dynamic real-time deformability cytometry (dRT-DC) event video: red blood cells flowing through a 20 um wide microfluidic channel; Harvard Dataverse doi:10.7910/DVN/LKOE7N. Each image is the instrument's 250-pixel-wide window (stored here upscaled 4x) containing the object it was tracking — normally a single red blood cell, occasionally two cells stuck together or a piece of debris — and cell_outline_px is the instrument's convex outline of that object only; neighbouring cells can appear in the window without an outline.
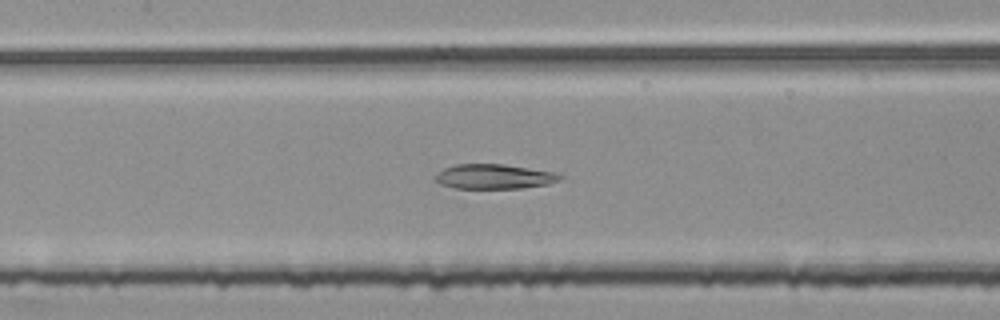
{"species": "common noctule bat (a hibernating species)", "species_latin": "Nyctalus noctula", "temperature_condition": "room temperature", "stored_images_in_passage": 51, "camera_frame_rate_fps": 3000, "um_per_image_px": 0.085, "animal": {"sex": "female", "body_mass_g": 25.1}, "frame": {"image": 1, "passage_image": 23, "time_ms": 7.333, "image_size_px": [1000, 320], "cell_outline_px": [[564, 176], [560, 180], [548, 184], [520, 188], [456, 188], [440, 184], [432, 176], [444, 168], [456, 164], [504, 164], [556, 172]], "centroid_in_image_um": [42.0, 15.0], "position_along_channel_um": 165.4, "area_um2": 18.03}}
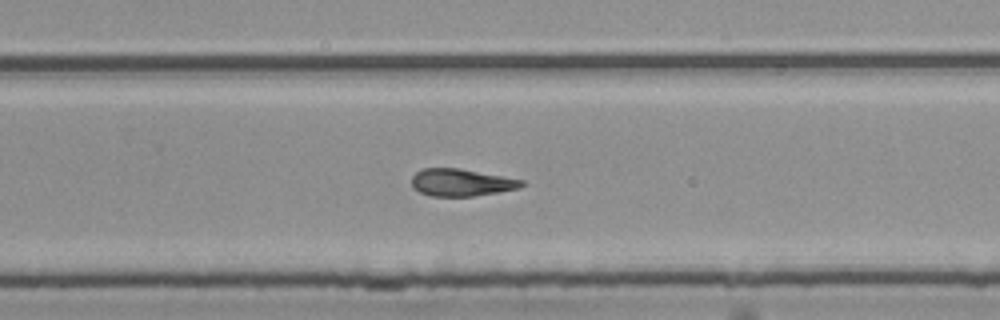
{"frame": {"image": 2, "passage_image": 33, "time_ms": 10.667, "image_size_px": [1000, 320], "cell_outline_px": [[524, 184], [520, 188], [472, 196], [432, 196], [420, 192], [412, 188], [412, 176], [416, 172], [424, 168], [460, 168], [524, 180]], "centroid_in_image_um": [39.19, 15.5], "position_along_channel_um": 290.6, "area_um2": 17.4}}
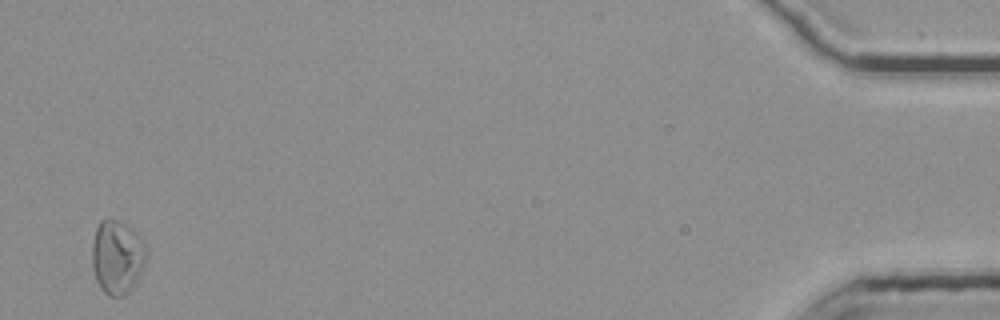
{"frame": {"image": 3, "passage_image": 51, "time_ms": 16.667, "image_size_px": [1000, 320], "cell_outline_px": [[148, 256], [132, 288], [124, 296], [108, 296], [100, 288], [96, 280], [92, 268], [92, 240], [96, 228], [100, 220], [108, 216], [124, 224], [144, 244], [148, 252]], "centroid_in_image_um": [9.91, 21.86], "position_along_channel_um": 425.3, "area_um2": 23.29}, "authors_computed_cell_mechanics": {"area_um2": 19.7098, "velocity_mm_per_s": 3.7878, "shape_relaxation_time_tau1_ms": null, "shape_relaxation_time_tau2_ms": 9.217, "deformation_change_tau1": null, "deformation_change_tau2": 0.2179}}